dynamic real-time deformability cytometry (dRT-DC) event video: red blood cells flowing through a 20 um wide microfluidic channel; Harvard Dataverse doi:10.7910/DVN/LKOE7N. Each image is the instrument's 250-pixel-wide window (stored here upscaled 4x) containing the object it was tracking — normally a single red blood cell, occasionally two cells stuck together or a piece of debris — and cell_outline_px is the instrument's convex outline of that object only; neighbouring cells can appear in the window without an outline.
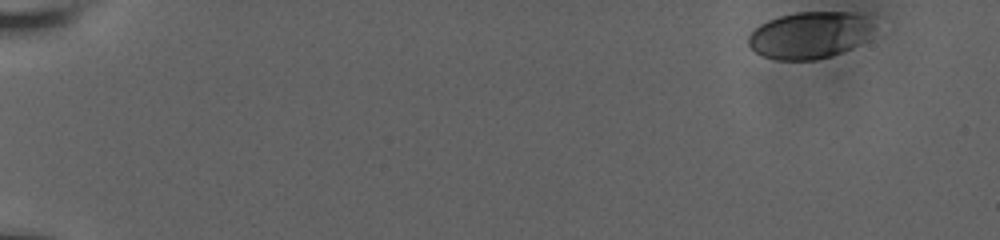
{"species": "human", "species_latin": "Homo sapiens", "temperature_condition": "room temperature", "stored_images_in_passage": 49, "camera_frame_rate_fps": 3000, "um_per_image_px": 0.085, "donor": {"sex": "male"}, "frame": {"image": 1, "passage_image": 1, "time_ms": 0.0, "image_size_px": [1000, 240], "cell_outline_px": [[872, 28], [864, 40], [852, 48], [832, 56], [816, 60], [776, 60], [764, 56], [756, 52], [748, 44], [748, 36], [760, 24], [768, 20], [780, 16], [796, 12], [852, 12], [860, 16]], "centroid_in_image_um": [68.73, 3.01], "position_along_channel_um": 16.3, "area_um2": 33.64}}
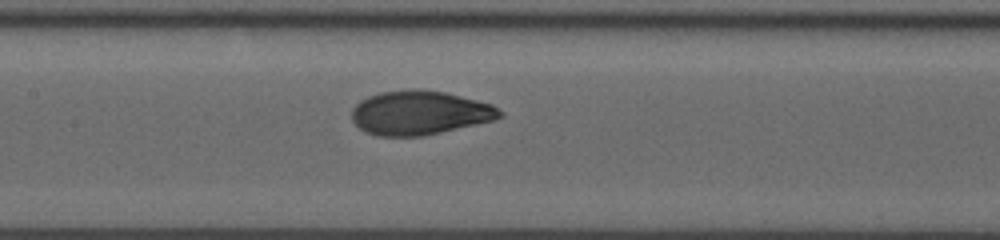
{"frame": {"image": 2, "passage_image": 27, "time_ms": 8.667, "image_size_px": [1000, 240], "cell_outline_px": [[504, 116], [492, 120], [440, 132], [420, 136], [380, 136], [368, 132], [360, 128], [352, 120], [352, 108], [360, 100], [368, 96], [380, 92], [416, 88], [420, 88], [444, 92], [492, 104], [504, 112]], "centroid_in_image_um": [35.66, 9.57], "position_along_channel_um": 171.7, "area_um2": 37.8}}
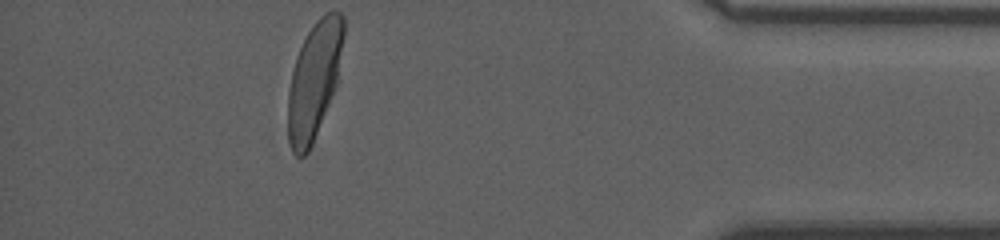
{"frame": {"image": 3, "passage_image": 49, "time_ms": 16.0, "image_size_px": [1000, 240], "cell_outline_px": [[344, 36], [336, 84], [312, 144], [308, 152], [304, 156], [296, 156], [292, 152], [288, 140], [288, 92], [292, 72], [296, 56], [308, 32], [316, 20], [324, 12], [340, 12], [344, 16]], "centroid_in_image_um": [26.69, 6.81], "position_along_channel_um": 408.5, "area_um2": 37.4}, "authors_computed_cell_mechanics": {"area_um2": 37.3966, "velocity_mm_per_s": 3.7626, "shape_relaxation_time_tau1_ms": 4.6604, "shape_relaxation_time_tau2_ms": null, "deformation_change_tau1": 0.1891, "deformation_change_tau2": null}}